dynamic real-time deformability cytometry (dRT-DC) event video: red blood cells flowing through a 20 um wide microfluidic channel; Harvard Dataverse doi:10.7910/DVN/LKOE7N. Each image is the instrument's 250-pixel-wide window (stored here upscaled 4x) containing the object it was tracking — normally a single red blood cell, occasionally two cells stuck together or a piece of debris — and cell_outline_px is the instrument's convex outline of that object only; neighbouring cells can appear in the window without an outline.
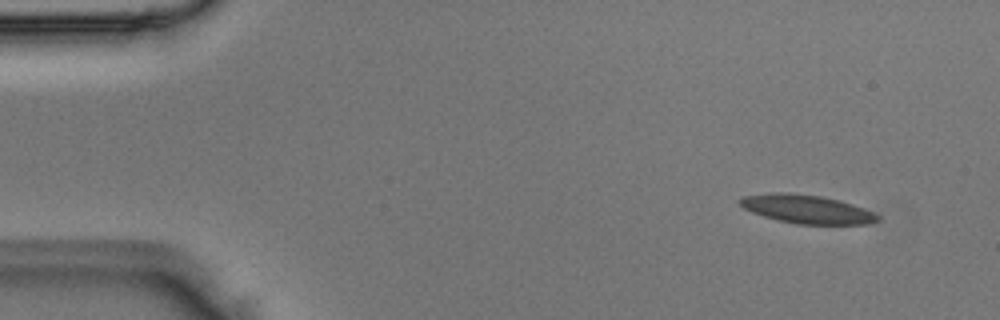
{"species": "Egyptian fruit bat (a non-hibernating species)", "species_latin": "Rousettus aegyptiacus", "temperature_condition": "room temperature", "stored_images_in_passage": 7, "camera_frame_rate_fps": 3000, "um_per_image_px": 0.085, "animal": {"sex": "male"}, "frame": {"image": 1, "passage_image": 1, "time_ms": 0.0, "image_size_px": [1000, 320], "cell_outline_px": [[880, 220], [872, 224], [796, 224], [764, 216], [752, 212], [744, 208], [740, 204], [740, 200], [744, 196], [772, 192], [788, 192], [820, 196], [840, 200], [864, 208], [880, 216]], "centroid_in_image_um": [68.62, 17.78], "position_along_channel_um": 16.4, "area_um2": 22.83}}
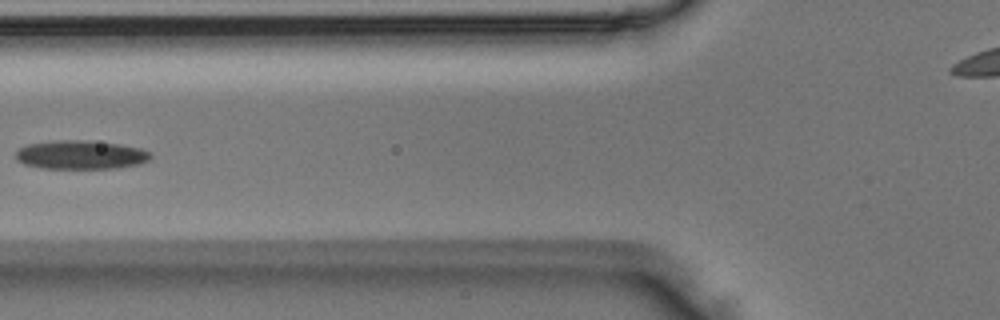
{"frame": {"image": 2, "passage_image": 5, "time_ms": 1.333, "image_size_px": [1000, 320], "cell_outline_px": [[152, 156], [148, 160], [140, 164], [120, 168], [40, 168], [24, 164], [16, 160], [16, 152], [20, 148], [28, 144], [60, 140], [88, 140], [120, 144], [140, 148], [148, 152]], "centroid_in_image_um": [6.87, 13.16], "position_along_channel_um": 118.9, "area_um2": 22.6}}
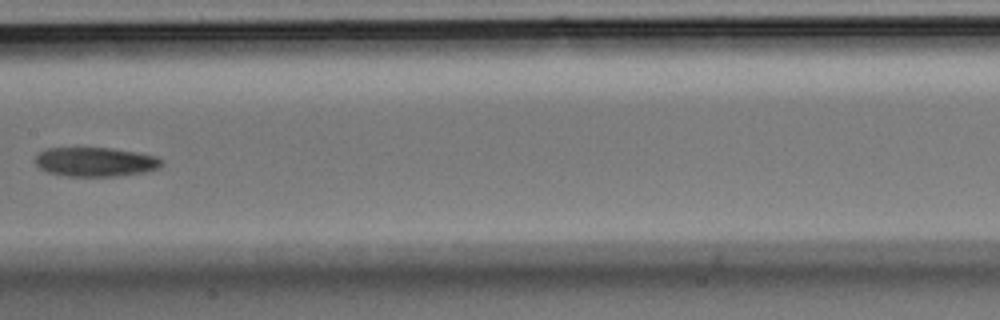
{"frame": {"image": 3, "passage_image": 7, "time_ms": 2.0, "image_size_px": [1000, 320], "cell_outline_px": [[164, 164], [160, 168], [144, 172], [116, 176], [68, 176], [48, 172], [40, 168], [36, 164], [36, 156], [40, 152], [48, 148], [112, 148], [140, 152], [156, 156], [164, 160]], "centroid_in_image_um": [8.18, 13.75], "position_along_channel_um": 199.2, "area_um2": 21.62}}